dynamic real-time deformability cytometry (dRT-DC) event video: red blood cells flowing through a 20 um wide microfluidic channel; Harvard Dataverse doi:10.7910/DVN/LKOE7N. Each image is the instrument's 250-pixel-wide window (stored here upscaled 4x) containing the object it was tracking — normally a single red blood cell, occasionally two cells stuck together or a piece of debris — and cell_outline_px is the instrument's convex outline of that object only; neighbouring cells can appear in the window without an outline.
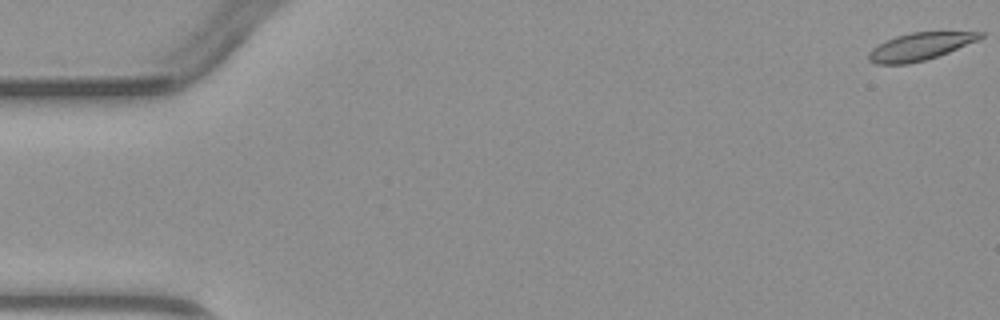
{"species": "common noctule bat (a hibernating species)", "species_latin": "Nyctalus noctula", "temperature_condition": "warm", "stored_images_in_passage": 3, "camera_frame_rate_fps": 3000, "um_per_image_px": 0.085, "animal": {"sex": "male", "body_mass_g": 23.1, "forearm_length_mm": 52.7}, "frame": {"image": 1, "passage_image": 1, "time_ms": 0.0, "image_size_px": [1000, 320], "cell_outline_px": [[984, 36], [976, 40], [948, 52], [924, 60], [908, 64], [876, 64], [868, 60], [868, 52], [872, 48], [896, 36], [912, 32], [984, 32]], "centroid_in_image_um": [78.15, 3.96], "position_along_channel_um": 6.8, "area_um2": 17.46}}